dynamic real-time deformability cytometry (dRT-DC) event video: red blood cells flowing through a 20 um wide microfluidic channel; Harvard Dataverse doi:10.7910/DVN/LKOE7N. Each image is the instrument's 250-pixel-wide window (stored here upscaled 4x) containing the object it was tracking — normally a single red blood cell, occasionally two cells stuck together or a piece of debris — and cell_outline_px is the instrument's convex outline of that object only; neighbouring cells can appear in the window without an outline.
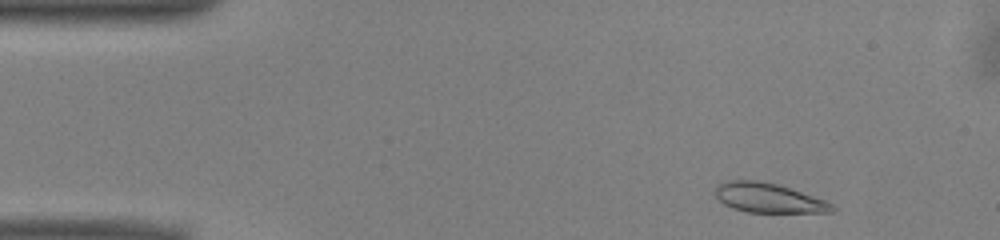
{"species": "common noctule bat (a hibernating species)", "species_latin": "Nyctalus noctula", "temperature_condition": "warm", "stored_images_in_passage": 47, "camera_frame_rate_fps": 3000, "um_per_image_px": 0.085, "animal": {"sex": "male", "body_mass_g": 13.0, "forearm_length_mm": 53.1}, "frame": {"image": 1, "passage_image": 2, "time_ms": 0.333, "image_size_px": [1000, 240], "cell_outline_px": [[836, 208], [832, 212], [748, 212], [732, 208], [724, 204], [716, 196], [716, 184], [728, 180], [756, 180], [776, 184], [824, 200], [832, 204]], "centroid_in_image_um": [65.28, 16.82], "position_along_channel_um": 19.7, "area_um2": 19.77}}
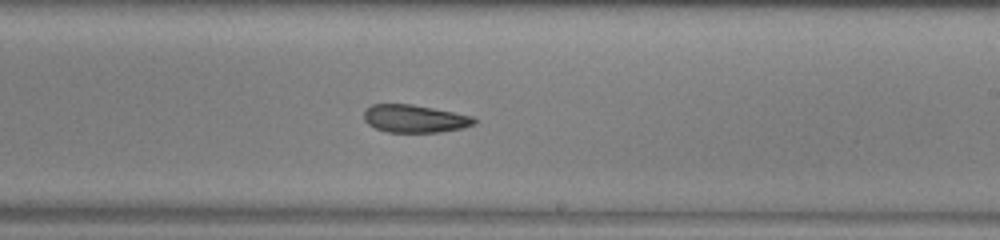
{"frame": {"image": 2, "passage_image": 26, "time_ms": 8.333, "image_size_px": [1000, 240], "cell_outline_px": [[476, 124], [464, 128], [440, 132], [388, 132], [376, 128], [368, 124], [364, 120], [364, 112], [372, 104], [412, 104], [472, 116], [476, 120]], "centroid_in_image_um": [35.26, 10.09], "position_along_channel_um": 253.7, "area_um2": 17.74}}
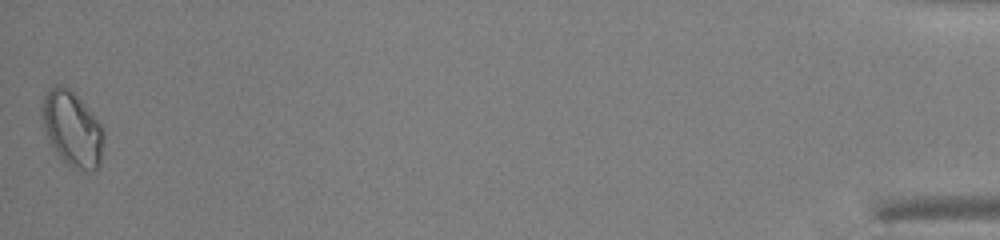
{"frame": {"image": 3, "passage_image": 47, "time_ms": 15.333, "image_size_px": [1000, 240], "cell_outline_px": [[104, 136], [100, 164], [92, 172], [76, 168], [68, 164], [60, 156], [52, 144], [44, 128], [40, 108], [44, 96], [48, 88], [56, 84], [64, 84], [84, 104], [100, 124], [104, 132]], "centroid_in_image_um": [6.13, 10.92], "position_along_channel_um": 429.1, "area_um2": 26.59}, "authors_computed_cell_mechanics": {"area_um2": 19.8254, "velocity_mm_per_s": 3.9664, "shape_relaxation_time_tau1_ms": null, "shape_relaxation_time_tau2_ms": 5.4541, "deformation_change_tau1": null, "deformation_change_tau2": 0.0958}}